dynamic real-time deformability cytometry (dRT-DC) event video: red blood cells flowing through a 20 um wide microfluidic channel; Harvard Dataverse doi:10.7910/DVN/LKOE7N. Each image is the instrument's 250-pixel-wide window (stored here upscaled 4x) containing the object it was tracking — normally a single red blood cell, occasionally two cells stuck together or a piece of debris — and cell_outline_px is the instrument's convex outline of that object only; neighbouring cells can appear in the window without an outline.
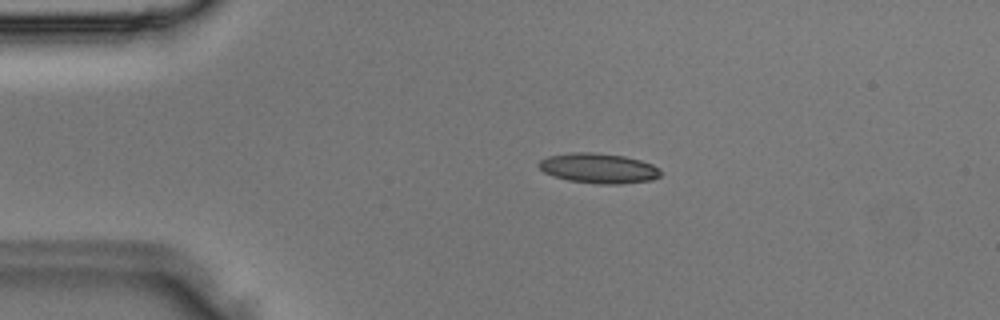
{"species": "Egyptian fruit bat (a non-hibernating species)", "species_latin": "Rousettus aegyptiacus", "temperature_condition": "room temperature", "stored_images_in_passage": 4, "camera_frame_rate_fps": 3000, "um_per_image_px": 0.085, "animal": {"sex": "male"}, "frame": {"image": 1, "passage_image": 2, "time_ms": 0.333, "image_size_px": [1000, 320], "cell_outline_px": [[660, 176], [652, 180], [620, 184], [596, 184], [568, 180], [544, 172], [536, 164], [540, 160], [548, 156], [572, 152], [596, 152], [624, 156], [640, 160], [652, 164], [660, 168]], "centroid_in_image_um": [50.89, 14.29], "position_along_channel_um": 34.1, "area_um2": 21.39}}